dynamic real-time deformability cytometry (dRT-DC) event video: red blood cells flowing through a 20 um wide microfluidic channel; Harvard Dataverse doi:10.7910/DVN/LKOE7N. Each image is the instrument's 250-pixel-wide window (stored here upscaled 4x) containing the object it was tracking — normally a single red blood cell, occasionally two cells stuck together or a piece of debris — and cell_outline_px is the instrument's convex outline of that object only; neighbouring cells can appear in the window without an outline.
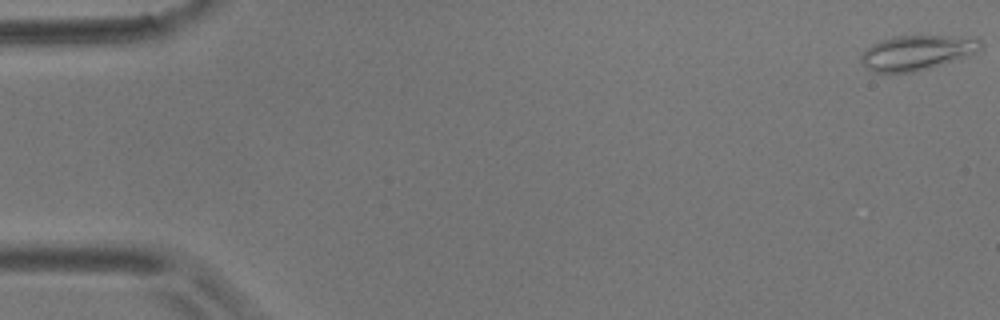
{"species": "common noctule bat (a hibernating species)", "species_latin": "Nyctalus noctula", "temperature_condition": "room temperature", "stored_images_in_passage": 36, "camera_frame_rate_fps": 3000, "um_per_image_px": 0.085, "animal": {"sex": "male", "body_mass_g": 17.9}, "frame": {"image": 1, "passage_image": 1, "time_ms": 0.0, "image_size_px": [1000, 320], "cell_outline_px": [[984, 44], [976, 52], [968, 56], [916, 72], [872, 72], [860, 60], [860, 52], [872, 44], [880, 40], [896, 36], [980, 36]], "centroid_in_image_um": [77.98, 4.45], "position_along_channel_um": 7.0, "area_um2": 24.57}}
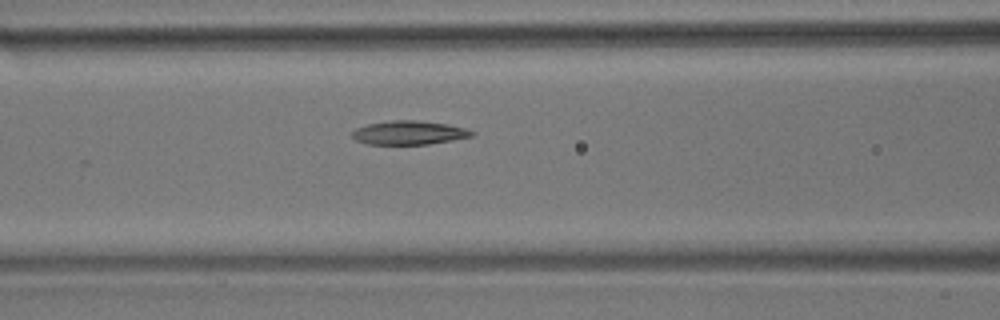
{"frame": {"image": 2, "passage_image": 23, "time_ms": 7.333, "image_size_px": [1000, 320], "cell_outline_px": [[476, 132], [472, 136], [452, 140], [428, 144], [368, 144], [356, 140], [352, 136], [352, 132], [356, 128], [368, 124], [392, 120], [416, 120], [448, 124], [464, 128]], "centroid_in_image_um": [34.77, 11.27], "position_along_channel_um": 131.8, "area_um2": 16.47}}
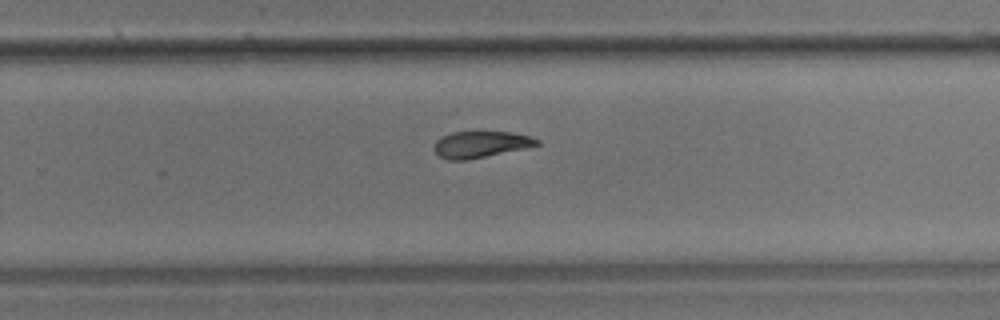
{"frame": {"image": 3, "passage_image": 36, "time_ms": 11.667, "image_size_px": [1000, 320], "cell_outline_px": [[540, 144], [524, 148], [468, 160], [448, 160], [440, 156], [432, 148], [436, 140], [452, 132], [508, 132], [528, 136], [540, 140]], "centroid_in_image_um": [40.82, 12.28], "position_along_channel_um": 289.0, "area_um2": 15.61}}